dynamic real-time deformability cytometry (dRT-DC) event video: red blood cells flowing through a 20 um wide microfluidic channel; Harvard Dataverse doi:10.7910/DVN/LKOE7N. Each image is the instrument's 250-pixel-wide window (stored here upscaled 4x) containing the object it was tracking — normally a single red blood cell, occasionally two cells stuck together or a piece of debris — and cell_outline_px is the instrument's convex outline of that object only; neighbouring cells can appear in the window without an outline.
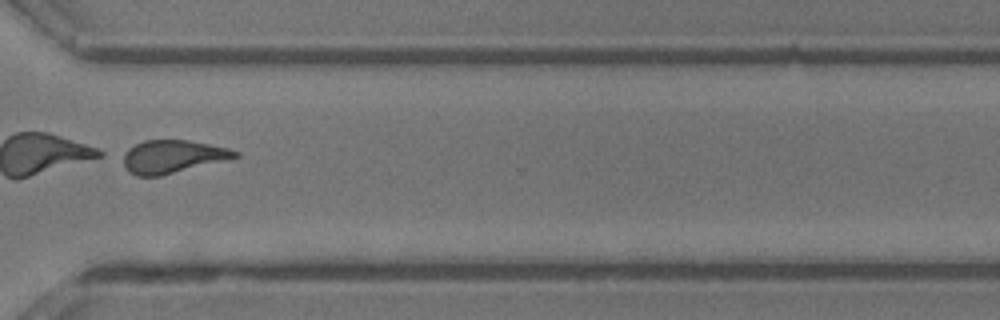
{"species": "common noctule bat (a hibernating species)", "species_latin": "Nyctalus noctula", "temperature_condition": "room temperature", "stored_images_in_passage": 49, "camera_frame_rate_fps": 3000, "um_per_image_px": 0.085, "animal": {"sex": "male", "body_mass_g": 13.3}, "frame": {"image": 1, "passage_image": 36, "time_ms": 11.667, "image_size_px": [1000, 320], "cell_outline_px": [[240, 156], [160, 176], [136, 176], [128, 172], [124, 168], [120, 156], [128, 148], [144, 140], [188, 140], [228, 148], [240, 152]], "centroid_in_image_um": [14.59, 13.31], "position_along_channel_um": 356.0, "area_um2": 21.56}}